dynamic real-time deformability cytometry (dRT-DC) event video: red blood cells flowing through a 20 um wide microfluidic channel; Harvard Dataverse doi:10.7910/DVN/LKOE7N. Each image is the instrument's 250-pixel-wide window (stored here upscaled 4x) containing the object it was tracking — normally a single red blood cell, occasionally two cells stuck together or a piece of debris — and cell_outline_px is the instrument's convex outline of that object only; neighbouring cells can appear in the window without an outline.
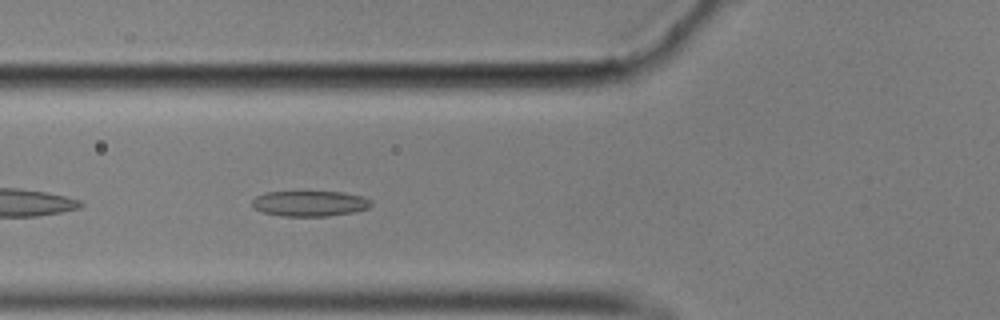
{"species": "common noctule bat (a hibernating species)", "species_latin": "Nyctalus noctula", "temperature_condition": "cold", "stored_images_in_passage": 41, "segment_of_instrument_passage": [1, 2], "camera_frame_rate_fps": 3000, "um_per_image_px": 0.085, "animal": {"sex": "male", "body_mass_g": 17.9}, "frame": {"image": 1, "passage_image": 5, "time_ms": 1.333, "image_size_px": [1000, 320], "cell_outline_px": [[372, 204], [368, 208], [352, 212], [328, 216], [280, 216], [264, 212], [252, 208], [252, 200], [256, 196], [264, 192], [340, 192], [364, 196], [372, 200]], "centroid_in_image_um": [26.32, 17.29], "position_along_channel_um": 99.5, "area_um2": 17.74}}
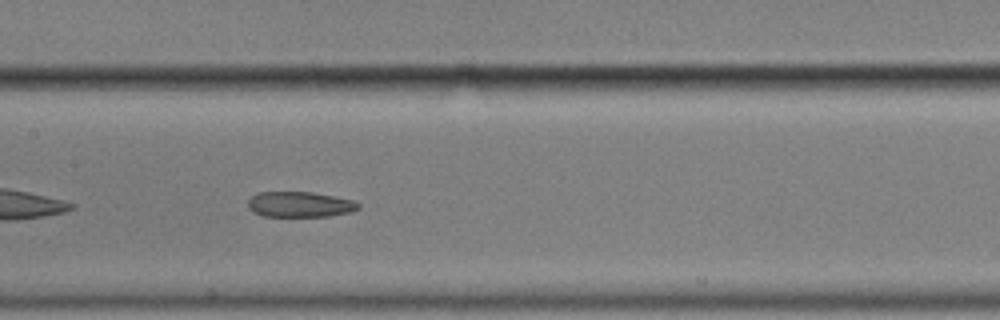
{"frame": {"image": 2, "passage_image": 12, "time_ms": 3.667, "image_size_px": [1000, 320], "cell_outline_px": [[360, 208], [352, 212], [328, 216], [264, 216], [252, 212], [248, 208], [248, 200], [256, 192], [312, 192], [336, 196], [352, 200], [360, 204]], "centroid_in_image_um": [25.49, 17.37], "position_along_channel_um": 181.9, "area_um2": 16.53}}
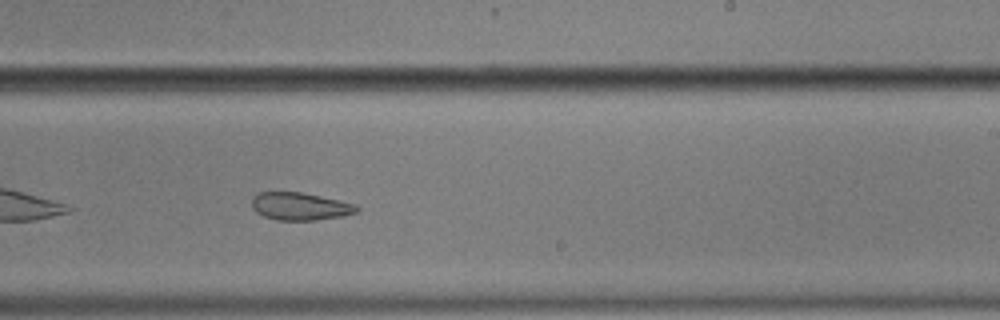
{"frame": {"image": 3, "passage_image": 19, "time_ms": 6.0, "image_size_px": [1000, 320], "cell_outline_px": [[360, 208], [356, 212], [344, 216], [316, 220], [276, 220], [264, 216], [256, 212], [252, 208], [252, 196], [260, 192], [300, 192], [340, 200], [356, 204]], "centroid_in_image_um": [25.51, 17.54], "position_along_channel_um": 263.5, "area_um2": 16.99}}